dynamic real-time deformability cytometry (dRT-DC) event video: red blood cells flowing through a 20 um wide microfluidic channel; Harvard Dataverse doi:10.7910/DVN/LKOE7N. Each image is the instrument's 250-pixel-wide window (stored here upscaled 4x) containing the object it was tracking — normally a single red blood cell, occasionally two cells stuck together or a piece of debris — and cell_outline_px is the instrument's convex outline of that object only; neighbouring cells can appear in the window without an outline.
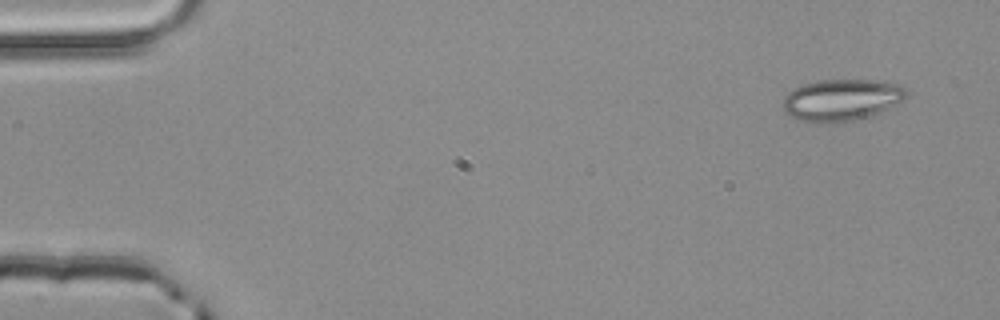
{"species": "common noctule bat (a hibernating species)", "species_latin": "Nyctalus noctula", "temperature_condition": "room temperature", "stored_images_in_passage": 4, "camera_frame_rate_fps": 3000, "um_per_image_px": 0.085, "animal": {"sex": "male", "body_mass_g": 20.4}, "frame": {"image": 1, "passage_image": 1, "time_ms": 0.0, "image_size_px": [1000, 320], "cell_outline_px": [[908, 96], [904, 100], [888, 108], [868, 116], [836, 124], [816, 124], [800, 120], [784, 112], [784, 96], [788, 92], [804, 84], [820, 80], [876, 80], [896, 84], [904, 88], [908, 92]], "centroid_in_image_um": [71.52, 8.51], "position_along_channel_um": 13.5, "area_um2": 30.06}}